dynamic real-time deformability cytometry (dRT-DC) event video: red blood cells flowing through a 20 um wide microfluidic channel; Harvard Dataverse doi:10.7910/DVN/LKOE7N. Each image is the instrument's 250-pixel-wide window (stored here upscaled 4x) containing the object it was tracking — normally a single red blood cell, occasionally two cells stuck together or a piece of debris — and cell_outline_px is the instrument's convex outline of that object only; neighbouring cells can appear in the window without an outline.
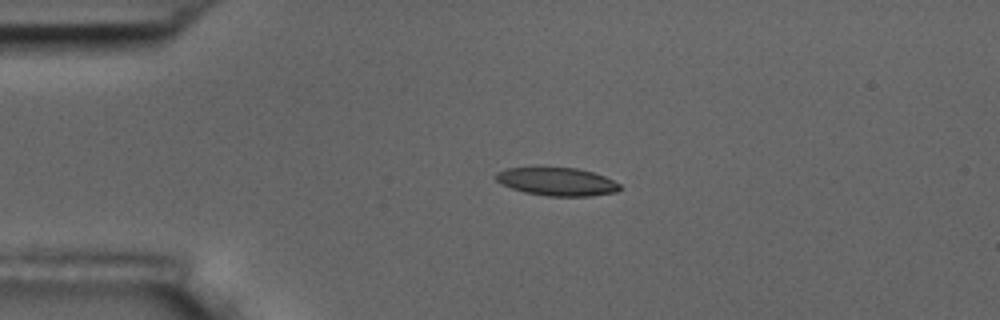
{"species": "common noctule bat (a hibernating species)", "species_latin": "Nyctalus noctula", "temperature_condition": "room temperature", "stored_images_in_passage": 5, "camera_frame_rate_fps": 3000, "um_per_image_px": 0.085, "animal": {"sex": "male", "body_mass_g": 17.5, "forearm_length_mm": 52.3}, "frame": {"image": 1, "passage_image": 4, "time_ms": 3.333, "image_size_px": [1000, 320], "cell_outline_px": [[620, 188], [616, 192], [592, 196], [548, 196], [524, 192], [512, 188], [496, 180], [496, 172], [508, 168], [576, 168], [592, 172], [604, 176], [620, 184]], "centroid_in_image_um": [47.36, 15.45], "position_along_channel_um": 37.6, "area_um2": 20.0}}